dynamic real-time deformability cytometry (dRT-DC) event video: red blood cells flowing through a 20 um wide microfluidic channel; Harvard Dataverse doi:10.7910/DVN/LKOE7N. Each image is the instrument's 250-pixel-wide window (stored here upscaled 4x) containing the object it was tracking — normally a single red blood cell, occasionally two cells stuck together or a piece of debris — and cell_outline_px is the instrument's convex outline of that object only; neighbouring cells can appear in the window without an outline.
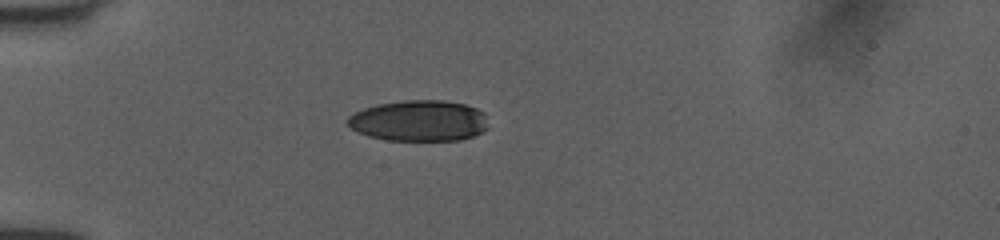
{"species": "human", "species_latin": "Homo sapiens", "temperature_condition": "room temperature", "stored_images_in_passage": 37, "camera_frame_rate_fps": 3000, "um_per_image_px": 0.085, "donor": {"sex": "female"}, "frame": {"image": 1, "passage_image": 1, "time_ms": 0.0, "image_size_px": [1000, 240], "cell_outline_px": [[488, 128], [484, 132], [460, 140], [388, 140], [368, 136], [352, 128], [348, 124], [348, 116], [364, 108], [376, 104], [404, 100], [444, 100], [464, 104], [476, 108], [484, 112]], "centroid_in_image_um": [35.65, 10.26], "position_along_channel_um": 49.4, "area_um2": 33.58}}
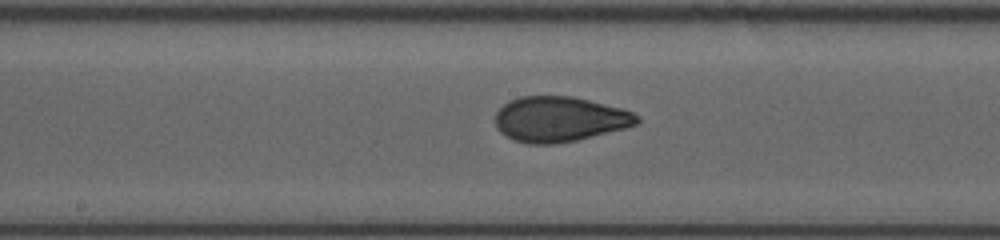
{"frame": {"image": 2, "passage_image": 14, "time_ms": 4.333, "image_size_px": [1000, 240], "cell_outline_px": [[640, 120], [636, 124], [624, 128], [576, 140], [556, 144], [528, 144], [512, 140], [504, 136], [496, 128], [496, 112], [508, 100], [520, 96], [572, 96], [624, 108], [640, 116]], "centroid_in_image_um": [47.54, 10.13], "position_along_channel_um": 200.7, "area_um2": 37.57}}
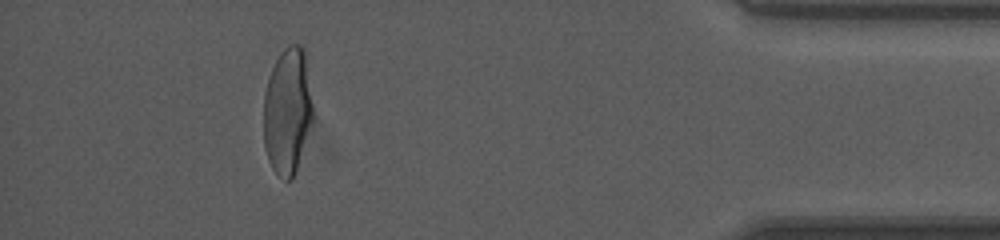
{"frame": {"image": 3, "passage_image": 33, "time_ms": 10.667, "image_size_px": [1000, 240], "cell_outline_px": [[312, 120], [296, 172], [292, 180], [284, 180], [272, 168], [268, 160], [264, 148], [264, 92], [272, 68], [280, 52], [288, 44], [300, 44], [304, 48], [312, 104]], "centroid_in_image_um": [24.42, 9.44], "position_along_channel_um": 410.8, "area_um2": 36.24}, "authors_computed_cell_mechanics": {"area_um2": 37.3966, "velocity_mm_per_s": 4.0434, "shape_relaxation_time_tau1_ms": 4.0849, "shape_relaxation_time_tau2_ms": 0.7724, "deformation_change_tau1": 0.1714, "deformation_change_tau2": 0.0549}}